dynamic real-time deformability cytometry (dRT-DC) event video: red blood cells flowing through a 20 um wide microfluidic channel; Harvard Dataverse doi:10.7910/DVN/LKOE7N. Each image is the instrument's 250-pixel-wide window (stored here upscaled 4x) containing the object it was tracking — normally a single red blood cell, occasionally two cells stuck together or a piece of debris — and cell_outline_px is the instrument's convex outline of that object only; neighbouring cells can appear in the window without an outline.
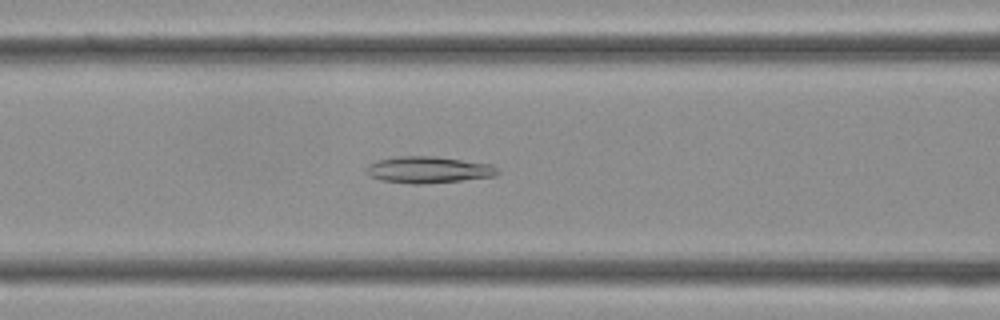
{"species": "Egyptian fruit bat (a non-hibernating species)", "species_latin": "Rousettus aegyptiacus", "temperature_condition": "cold", "stored_images_in_passage": 36, "camera_frame_rate_fps": 3000, "um_per_image_px": 0.085, "frame": {"image": 1, "passage_image": 15, "time_ms": 4.667, "image_size_px": [1000, 320], "cell_outline_px": [[500, 172], [496, 176], [460, 180], [420, 184], [412, 184], [384, 180], [372, 176], [368, 172], [368, 164], [376, 160], [396, 156], [436, 156], [492, 164]], "centroid_in_image_um": [36.45, 14.41], "position_along_channel_um": 130.1, "area_um2": 20.11}}
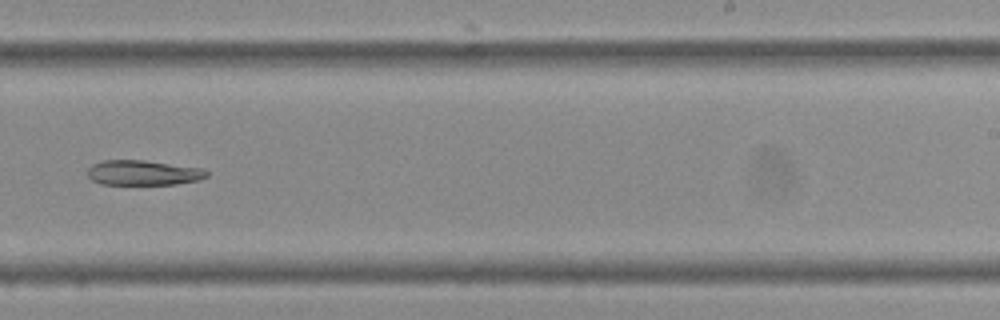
{"frame": {"image": 2, "passage_image": 23, "time_ms": 7.333, "image_size_px": [1000, 320], "cell_outline_px": [[208, 176], [200, 180], [176, 184], [100, 184], [92, 180], [88, 176], [88, 168], [92, 164], [104, 160], [144, 160], [204, 168], [208, 172]], "centroid_in_image_um": [12.2, 14.68], "position_along_channel_um": 276.8, "area_um2": 17.46}}
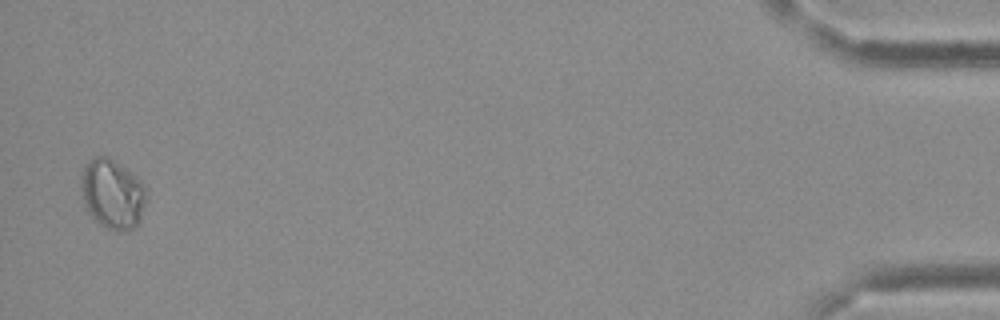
{"frame": {"image": 3, "passage_image": 36, "time_ms": 11.667, "image_size_px": [1000, 320], "cell_outline_px": [[148, 192], [140, 220], [132, 228], [120, 232], [116, 232], [100, 224], [88, 212], [84, 204], [80, 188], [80, 180], [84, 164], [88, 160], [96, 156], [108, 156], [136, 176], [148, 188]], "centroid_in_image_um": [9.55, 16.47], "position_along_channel_um": 425.6, "area_um2": 26.76}}